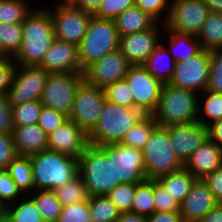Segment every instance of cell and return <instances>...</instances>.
Here are the masks:
<instances>
[{"label":"cell","instance_id":"21","mask_svg":"<svg viewBox=\"0 0 222 222\" xmlns=\"http://www.w3.org/2000/svg\"><path fill=\"white\" fill-rule=\"evenodd\" d=\"M219 202L202 179H197L180 203L183 222H198Z\"/></svg>","mask_w":222,"mask_h":222},{"label":"cell","instance_id":"40","mask_svg":"<svg viewBox=\"0 0 222 222\" xmlns=\"http://www.w3.org/2000/svg\"><path fill=\"white\" fill-rule=\"evenodd\" d=\"M136 193V183H122L107 194L110 201L120 213L131 212L132 202Z\"/></svg>","mask_w":222,"mask_h":222},{"label":"cell","instance_id":"24","mask_svg":"<svg viewBox=\"0 0 222 222\" xmlns=\"http://www.w3.org/2000/svg\"><path fill=\"white\" fill-rule=\"evenodd\" d=\"M163 34L161 36V43L167 48L175 62L186 61L202 50L200 42L195 35L179 33L169 30L165 26Z\"/></svg>","mask_w":222,"mask_h":222},{"label":"cell","instance_id":"28","mask_svg":"<svg viewBox=\"0 0 222 222\" xmlns=\"http://www.w3.org/2000/svg\"><path fill=\"white\" fill-rule=\"evenodd\" d=\"M222 119V94L205 89L198 95V122L209 127Z\"/></svg>","mask_w":222,"mask_h":222},{"label":"cell","instance_id":"5","mask_svg":"<svg viewBox=\"0 0 222 222\" xmlns=\"http://www.w3.org/2000/svg\"><path fill=\"white\" fill-rule=\"evenodd\" d=\"M143 116L137 108H125L106 100L96 125L88 133L89 145L120 143L127 131Z\"/></svg>","mask_w":222,"mask_h":222},{"label":"cell","instance_id":"55","mask_svg":"<svg viewBox=\"0 0 222 222\" xmlns=\"http://www.w3.org/2000/svg\"><path fill=\"white\" fill-rule=\"evenodd\" d=\"M101 2L102 0H76L72 6L84 12L94 14L98 10Z\"/></svg>","mask_w":222,"mask_h":222},{"label":"cell","instance_id":"14","mask_svg":"<svg viewBox=\"0 0 222 222\" xmlns=\"http://www.w3.org/2000/svg\"><path fill=\"white\" fill-rule=\"evenodd\" d=\"M209 75L210 51L202 49L188 60L175 63L174 74L169 84L199 95L207 89Z\"/></svg>","mask_w":222,"mask_h":222},{"label":"cell","instance_id":"3","mask_svg":"<svg viewBox=\"0 0 222 222\" xmlns=\"http://www.w3.org/2000/svg\"><path fill=\"white\" fill-rule=\"evenodd\" d=\"M35 190H55L78 175V158L51 150L30 156Z\"/></svg>","mask_w":222,"mask_h":222},{"label":"cell","instance_id":"22","mask_svg":"<svg viewBox=\"0 0 222 222\" xmlns=\"http://www.w3.org/2000/svg\"><path fill=\"white\" fill-rule=\"evenodd\" d=\"M222 165V149L209 137L191 154L184 167L196 179H203Z\"/></svg>","mask_w":222,"mask_h":222},{"label":"cell","instance_id":"35","mask_svg":"<svg viewBox=\"0 0 222 222\" xmlns=\"http://www.w3.org/2000/svg\"><path fill=\"white\" fill-rule=\"evenodd\" d=\"M89 215L91 222H116L120 212L107 195L90 196Z\"/></svg>","mask_w":222,"mask_h":222},{"label":"cell","instance_id":"16","mask_svg":"<svg viewBox=\"0 0 222 222\" xmlns=\"http://www.w3.org/2000/svg\"><path fill=\"white\" fill-rule=\"evenodd\" d=\"M131 66L126 56L118 48L90 65L83 73L84 80L90 85L104 89L106 86L124 79Z\"/></svg>","mask_w":222,"mask_h":222},{"label":"cell","instance_id":"20","mask_svg":"<svg viewBox=\"0 0 222 222\" xmlns=\"http://www.w3.org/2000/svg\"><path fill=\"white\" fill-rule=\"evenodd\" d=\"M39 67L48 73H81L78 45L54 38Z\"/></svg>","mask_w":222,"mask_h":222},{"label":"cell","instance_id":"60","mask_svg":"<svg viewBox=\"0 0 222 222\" xmlns=\"http://www.w3.org/2000/svg\"><path fill=\"white\" fill-rule=\"evenodd\" d=\"M6 211L7 206L0 200V216H7Z\"/></svg>","mask_w":222,"mask_h":222},{"label":"cell","instance_id":"33","mask_svg":"<svg viewBox=\"0 0 222 222\" xmlns=\"http://www.w3.org/2000/svg\"><path fill=\"white\" fill-rule=\"evenodd\" d=\"M6 215L7 222H44L34 200L28 194L8 205Z\"/></svg>","mask_w":222,"mask_h":222},{"label":"cell","instance_id":"45","mask_svg":"<svg viewBox=\"0 0 222 222\" xmlns=\"http://www.w3.org/2000/svg\"><path fill=\"white\" fill-rule=\"evenodd\" d=\"M24 194L10 177L6 169L0 170V200L6 205L15 203Z\"/></svg>","mask_w":222,"mask_h":222},{"label":"cell","instance_id":"51","mask_svg":"<svg viewBox=\"0 0 222 222\" xmlns=\"http://www.w3.org/2000/svg\"><path fill=\"white\" fill-rule=\"evenodd\" d=\"M13 128L11 105L7 96H0V133L12 134Z\"/></svg>","mask_w":222,"mask_h":222},{"label":"cell","instance_id":"61","mask_svg":"<svg viewBox=\"0 0 222 222\" xmlns=\"http://www.w3.org/2000/svg\"><path fill=\"white\" fill-rule=\"evenodd\" d=\"M0 57H3V46H2L1 38H0Z\"/></svg>","mask_w":222,"mask_h":222},{"label":"cell","instance_id":"48","mask_svg":"<svg viewBox=\"0 0 222 222\" xmlns=\"http://www.w3.org/2000/svg\"><path fill=\"white\" fill-rule=\"evenodd\" d=\"M154 203L157 212L180 211V203L157 181H154Z\"/></svg>","mask_w":222,"mask_h":222},{"label":"cell","instance_id":"38","mask_svg":"<svg viewBox=\"0 0 222 222\" xmlns=\"http://www.w3.org/2000/svg\"><path fill=\"white\" fill-rule=\"evenodd\" d=\"M0 38L3 46V57H14L22 43V23H0Z\"/></svg>","mask_w":222,"mask_h":222},{"label":"cell","instance_id":"52","mask_svg":"<svg viewBox=\"0 0 222 222\" xmlns=\"http://www.w3.org/2000/svg\"><path fill=\"white\" fill-rule=\"evenodd\" d=\"M219 203H222V165L202 179Z\"/></svg>","mask_w":222,"mask_h":222},{"label":"cell","instance_id":"58","mask_svg":"<svg viewBox=\"0 0 222 222\" xmlns=\"http://www.w3.org/2000/svg\"><path fill=\"white\" fill-rule=\"evenodd\" d=\"M210 12L222 14V0H204Z\"/></svg>","mask_w":222,"mask_h":222},{"label":"cell","instance_id":"49","mask_svg":"<svg viewBox=\"0 0 222 222\" xmlns=\"http://www.w3.org/2000/svg\"><path fill=\"white\" fill-rule=\"evenodd\" d=\"M16 65L13 57H0V96H7Z\"/></svg>","mask_w":222,"mask_h":222},{"label":"cell","instance_id":"41","mask_svg":"<svg viewBox=\"0 0 222 222\" xmlns=\"http://www.w3.org/2000/svg\"><path fill=\"white\" fill-rule=\"evenodd\" d=\"M106 100L125 108H134L132 93L125 79L104 88Z\"/></svg>","mask_w":222,"mask_h":222},{"label":"cell","instance_id":"30","mask_svg":"<svg viewBox=\"0 0 222 222\" xmlns=\"http://www.w3.org/2000/svg\"><path fill=\"white\" fill-rule=\"evenodd\" d=\"M197 38L204 50L222 48V14L210 12Z\"/></svg>","mask_w":222,"mask_h":222},{"label":"cell","instance_id":"50","mask_svg":"<svg viewBox=\"0 0 222 222\" xmlns=\"http://www.w3.org/2000/svg\"><path fill=\"white\" fill-rule=\"evenodd\" d=\"M16 156L12 134L0 133V170L6 169Z\"/></svg>","mask_w":222,"mask_h":222},{"label":"cell","instance_id":"8","mask_svg":"<svg viewBox=\"0 0 222 222\" xmlns=\"http://www.w3.org/2000/svg\"><path fill=\"white\" fill-rule=\"evenodd\" d=\"M83 81V73L49 74L40 99L42 105L69 116L76 90Z\"/></svg>","mask_w":222,"mask_h":222},{"label":"cell","instance_id":"25","mask_svg":"<svg viewBox=\"0 0 222 222\" xmlns=\"http://www.w3.org/2000/svg\"><path fill=\"white\" fill-rule=\"evenodd\" d=\"M116 28L119 36L145 31L152 28L157 21L148 13L143 12L136 5L127 8L115 19Z\"/></svg>","mask_w":222,"mask_h":222},{"label":"cell","instance_id":"46","mask_svg":"<svg viewBox=\"0 0 222 222\" xmlns=\"http://www.w3.org/2000/svg\"><path fill=\"white\" fill-rule=\"evenodd\" d=\"M67 120L68 116L63 112L43 106L37 124L49 135Z\"/></svg>","mask_w":222,"mask_h":222},{"label":"cell","instance_id":"44","mask_svg":"<svg viewBox=\"0 0 222 222\" xmlns=\"http://www.w3.org/2000/svg\"><path fill=\"white\" fill-rule=\"evenodd\" d=\"M135 5V0H102L98 10L93 14L100 19L114 20L127 8Z\"/></svg>","mask_w":222,"mask_h":222},{"label":"cell","instance_id":"56","mask_svg":"<svg viewBox=\"0 0 222 222\" xmlns=\"http://www.w3.org/2000/svg\"><path fill=\"white\" fill-rule=\"evenodd\" d=\"M198 222H222V203H218Z\"/></svg>","mask_w":222,"mask_h":222},{"label":"cell","instance_id":"34","mask_svg":"<svg viewBox=\"0 0 222 222\" xmlns=\"http://www.w3.org/2000/svg\"><path fill=\"white\" fill-rule=\"evenodd\" d=\"M63 207L70 204L89 201L87 187L82 177L78 174L65 185L53 190Z\"/></svg>","mask_w":222,"mask_h":222},{"label":"cell","instance_id":"43","mask_svg":"<svg viewBox=\"0 0 222 222\" xmlns=\"http://www.w3.org/2000/svg\"><path fill=\"white\" fill-rule=\"evenodd\" d=\"M207 90L222 94V48L210 51V75Z\"/></svg>","mask_w":222,"mask_h":222},{"label":"cell","instance_id":"10","mask_svg":"<svg viewBox=\"0 0 222 222\" xmlns=\"http://www.w3.org/2000/svg\"><path fill=\"white\" fill-rule=\"evenodd\" d=\"M45 5L50 11L54 37L56 39L79 45L87 31L93 14L84 12L72 5Z\"/></svg>","mask_w":222,"mask_h":222},{"label":"cell","instance_id":"6","mask_svg":"<svg viewBox=\"0 0 222 222\" xmlns=\"http://www.w3.org/2000/svg\"><path fill=\"white\" fill-rule=\"evenodd\" d=\"M120 36L115 21L91 17L87 31L78 45L81 73L110 52L119 48Z\"/></svg>","mask_w":222,"mask_h":222},{"label":"cell","instance_id":"57","mask_svg":"<svg viewBox=\"0 0 222 222\" xmlns=\"http://www.w3.org/2000/svg\"><path fill=\"white\" fill-rule=\"evenodd\" d=\"M116 222H147V218L137 213L123 212Z\"/></svg>","mask_w":222,"mask_h":222},{"label":"cell","instance_id":"18","mask_svg":"<svg viewBox=\"0 0 222 222\" xmlns=\"http://www.w3.org/2000/svg\"><path fill=\"white\" fill-rule=\"evenodd\" d=\"M47 140L48 150L76 158L89 146L88 134L70 119L47 135Z\"/></svg>","mask_w":222,"mask_h":222},{"label":"cell","instance_id":"17","mask_svg":"<svg viewBox=\"0 0 222 222\" xmlns=\"http://www.w3.org/2000/svg\"><path fill=\"white\" fill-rule=\"evenodd\" d=\"M164 24L156 23L152 28L120 37L119 49L131 65H143L161 43Z\"/></svg>","mask_w":222,"mask_h":222},{"label":"cell","instance_id":"12","mask_svg":"<svg viewBox=\"0 0 222 222\" xmlns=\"http://www.w3.org/2000/svg\"><path fill=\"white\" fill-rule=\"evenodd\" d=\"M134 100V108L152 115L158 105L163 83L154 78L143 65H132L124 78Z\"/></svg>","mask_w":222,"mask_h":222},{"label":"cell","instance_id":"15","mask_svg":"<svg viewBox=\"0 0 222 222\" xmlns=\"http://www.w3.org/2000/svg\"><path fill=\"white\" fill-rule=\"evenodd\" d=\"M113 184L141 183L146 180L142 150L121 143L112 144Z\"/></svg>","mask_w":222,"mask_h":222},{"label":"cell","instance_id":"32","mask_svg":"<svg viewBox=\"0 0 222 222\" xmlns=\"http://www.w3.org/2000/svg\"><path fill=\"white\" fill-rule=\"evenodd\" d=\"M28 195L34 200L44 222H57L63 206L54 191L47 189L34 190Z\"/></svg>","mask_w":222,"mask_h":222},{"label":"cell","instance_id":"39","mask_svg":"<svg viewBox=\"0 0 222 222\" xmlns=\"http://www.w3.org/2000/svg\"><path fill=\"white\" fill-rule=\"evenodd\" d=\"M43 105L41 100H33L11 106L14 126L37 124Z\"/></svg>","mask_w":222,"mask_h":222},{"label":"cell","instance_id":"53","mask_svg":"<svg viewBox=\"0 0 222 222\" xmlns=\"http://www.w3.org/2000/svg\"><path fill=\"white\" fill-rule=\"evenodd\" d=\"M147 222H183L180 211L176 212H157L147 216Z\"/></svg>","mask_w":222,"mask_h":222},{"label":"cell","instance_id":"7","mask_svg":"<svg viewBox=\"0 0 222 222\" xmlns=\"http://www.w3.org/2000/svg\"><path fill=\"white\" fill-rule=\"evenodd\" d=\"M142 154L145 163L146 180L156 181L158 178L184 166L171 146L166 127L157 126L153 130L145 147L142 149Z\"/></svg>","mask_w":222,"mask_h":222},{"label":"cell","instance_id":"62","mask_svg":"<svg viewBox=\"0 0 222 222\" xmlns=\"http://www.w3.org/2000/svg\"><path fill=\"white\" fill-rule=\"evenodd\" d=\"M0 222H7V216H0Z\"/></svg>","mask_w":222,"mask_h":222},{"label":"cell","instance_id":"4","mask_svg":"<svg viewBox=\"0 0 222 222\" xmlns=\"http://www.w3.org/2000/svg\"><path fill=\"white\" fill-rule=\"evenodd\" d=\"M161 127L198 121V94L164 83L157 108L152 114Z\"/></svg>","mask_w":222,"mask_h":222},{"label":"cell","instance_id":"37","mask_svg":"<svg viewBox=\"0 0 222 222\" xmlns=\"http://www.w3.org/2000/svg\"><path fill=\"white\" fill-rule=\"evenodd\" d=\"M29 2L30 0H0V23H22L33 10Z\"/></svg>","mask_w":222,"mask_h":222},{"label":"cell","instance_id":"42","mask_svg":"<svg viewBox=\"0 0 222 222\" xmlns=\"http://www.w3.org/2000/svg\"><path fill=\"white\" fill-rule=\"evenodd\" d=\"M171 0H135V5L148 13L158 23L164 24L168 18Z\"/></svg>","mask_w":222,"mask_h":222},{"label":"cell","instance_id":"1","mask_svg":"<svg viewBox=\"0 0 222 222\" xmlns=\"http://www.w3.org/2000/svg\"><path fill=\"white\" fill-rule=\"evenodd\" d=\"M42 5V6H41ZM22 22V43L13 57L21 66H39L54 40L50 11L41 3Z\"/></svg>","mask_w":222,"mask_h":222},{"label":"cell","instance_id":"29","mask_svg":"<svg viewBox=\"0 0 222 222\" xmlns=\"http://www.w3.org/2000/svg\"><path fill=\"white\" fill-rule=\"evenodd\" d=\"M6 171L24 195L35 190L30 156L17 155L9 163Z\"/></svg>","mask_w":222,"mask_h":222},{"label":"cell","instance_id":"54","mask_svg":"<svg viewBox=\"0 0 222 222\" xmlns=\"http://www.w3.org/2000/svg\"><path fill=\"white\" fill-rule=\"evenodd\" d=\"M208 137L222 149V119L208 127Z\"/></svg>","mask_w":222,"mask_h":222},{"label":"cell","instance_id":"23","mask_svg":"<svg viewBox=\"0 0 222 222\" xmlns=\"http://www.w3.org/2000/svg\"><path fill=\"white\" fill-rule=\"evenodd\" d=\"M12 138L19 156H31L48 149L47 134L38 124L14 126Z\"/></svg>","mask_w":222,"mask_h":222},{"label":"cell","instance_id":"47","mask_svg":"<svg viewBox=\"0 0 222 222\" xmlns=\"http://www.w3.org/2000/svg\"><path fill=\"white\" fill-rule=\"evenodd\" d=\"M57 222H91L88 201L63 207Z\"/></svg>","mask_w":222,"mask_h":222},{"label":"cell","instance_id":"9","mask_svg":"<svg viewBox=\"0 0 222 222\" xmlns=\"http://www.w3.org/2000/svg\"><path fill=\"white\" fill-rule=\"evenodd\" d=\"M105 101L104 89L90 85L84 80L76 90L68 119L88 134L96 125Z\"/></svg>","mask_w":222,"mask_h":222},{"label":"cell","instance_id":"27","mask_svg":"<svg viewBox=\"0 0 222 222\" xmlns=\"http://www.w3.org/2000/svg\"><path fill=\"white\" fill-rule=\"evenodd\" d=\"M196 180L193 174L183 166L181 169L166 174L156 181L181 203Z\"/></svg>","mask_w":222,"mask_h":222},{"label":"cell","instance_id":"11","mask_svg":"<svg viewBox=\"0 0 222 222\" xmlns=\"http://www.w3.org/2000/svg\"><path fill=\"white\" fill-rule=\"evenodd\" d=\"M209 13L204 0H171L164 26L169 30L197 36Z\"/></svg>","mask_w":222,"mask_h":222},{"label":"cell","instance_id":"26","mask_svg":"<svg viewBox=\"0 0 222 222\" xmlns=\"http://www.w3.org/2000/svg\"><path fill=\"white\" fill-rule=\"evenodd\" d=\"M175 63L167 48L160 43L143 66L154 78L164 84L172 79Z\"/></svg>","mask_w":222,"mask_h":222},{"label":"cell","instance_id":"13","mask_svg":"<svg viewBox=\"0 0 222 222\" xmlns=\"http://www.w3.org/2000/svg\"><path fill=\"white\" fill-rule=\"evenodd\" d=\"M50 73L39 66L16 65L7 98L11 106L40 100Z\"/></svg>","mask_w":222,"mask_h":222},{"label":"cell","instance_id":"2","mask_svg":"<svg viewBox=\"0 0 222 222\" xmlns=\"http://www.w3.org/2000/svg\"><path fill=\"white\" fill-rule=\"evenodd\" d=\"M78 174L89 196L107 195L119 184H113L112 144L89 145L78 158Z\"/></svg>","mask_w":222,"mask_h":222},{"label":"cell","instance_id":"19","mask_svg":"<svg viewBox=\"0 0 222 222\" xmlns=\"http://www.w3.org/2000/svg\"><path fill=\"white\" fill-rule=\"evenodd\" d=\"M168 129L171 146L185 164L191 154L208 138V128L201 122L171 125Z\"/></svg>","mask_w":222,"mask_h":222},{"label":"cell","instance_id":"31","mask_svg":"<svg viewBox=\"0 0 222 222\" xmlns=\"http://www.w3.org/2000/svg\"><path fill=\"white\" fill-rule=\"evenodd\" d=\"M158 126L152 115H144L125 134L122 145L142 150L153 130Z\"/></svg>","mask_w":222,"mask_h":222},{"label":"cell","instance_id":"59","mask_svg":"<svg viewBox=\"0 0 222 222\" xmlns=\"http://www.w3.org/2000/svg\"><path fill=\"white\" fill-rule=\"evenodd\" d=\"M75 1L76 0H57L56 2L53 1L52 4H54V5H72Z\"/></svg>","mask_w":222,"mask_h":222},{"label":"cell","instance_id":"36","mask_svg":"<svg viewBox=\"0 0 222 222\" xmlns=\"http://www.w3.org/2000/svg\"><path fill=\"white\" fill-rule=\"evenodd\" d=\"M131 212L145 217L155 212L154 181L145 180L141 183H136V193L132 202Z\"/></svg>","mask_w":222,"mask_h":222}]
</instances>
